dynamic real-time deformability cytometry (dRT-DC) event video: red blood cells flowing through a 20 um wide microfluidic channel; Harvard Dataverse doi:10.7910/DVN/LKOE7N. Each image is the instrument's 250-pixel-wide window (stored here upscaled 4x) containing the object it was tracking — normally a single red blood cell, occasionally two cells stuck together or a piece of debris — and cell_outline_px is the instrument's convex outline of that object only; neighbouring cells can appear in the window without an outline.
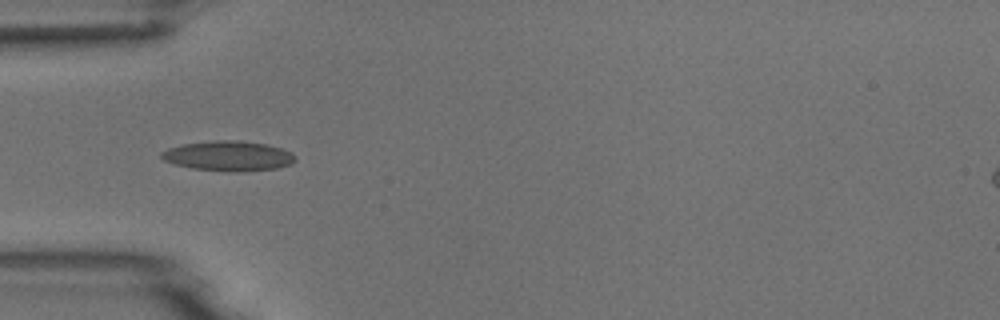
{"species": "common noctule bat (a hibernating species)", "species_latin": "Nyctalus noctula", "temperature_condition": "room temperature", "stored_images_in_passage": 7, "camera_frame_rate_fps": 3000, "um_per_image_px": 0.085, "animal": {"sex": "male", "body_mass_g": 18.8}, "frame": {"image": 1, "passage_image": 4, "time_ms": 3.667, "image_size_px": [1000, 320], "cell_outline_px": [[296, 160], [292, 164], [276, 168], [244, 172], [228, 172], [192, 168], [176, 164], [164, 160], [160, 156], [160, 152], [168, 148], [184, 144], [212, 140], [236, 140], [264, 144], [280, 148], [292, 152], [296, 156]], "centroid_in_image_um": [19.43, 13.26], "position_along_channel_um": 65.6, "area_um2": 23.47}}